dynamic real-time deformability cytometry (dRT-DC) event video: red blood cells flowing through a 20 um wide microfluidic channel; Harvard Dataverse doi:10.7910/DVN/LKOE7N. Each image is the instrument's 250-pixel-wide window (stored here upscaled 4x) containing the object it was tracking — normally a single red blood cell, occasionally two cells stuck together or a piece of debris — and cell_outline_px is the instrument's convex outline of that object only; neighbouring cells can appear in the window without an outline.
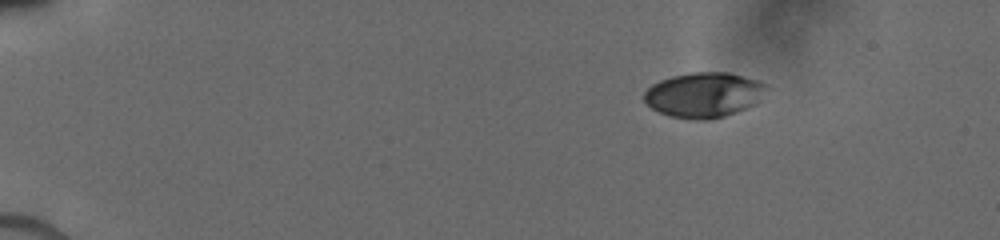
{"species": "human", "species_latin": "Homo sapiens", "temperature_condition": "cold", "stored_images_in_passage": 22, "camera_frame_rate_fps": 3000, "um_per_image_px": 0.085, "donor": {"sex": "male"}, "frame": {"image": 1, "passage_image": 1, "time_ms": 0.0, "image_size_px": [1000, 240], "cell_outline_px": [[764, 84], [756, 104], [724, 116], [712, 120], [692, 120], [668, 116], [652, 108], [644, 100], [644, 92], [652, 84], [660, 80], [672, 76], [692, 72], [728, 72], [744, 76], [756, 80]], "centroid_in_image_um": [59.75, 8.07], "position_along_channel_um": 25.2, "area_um2": 31.79}}
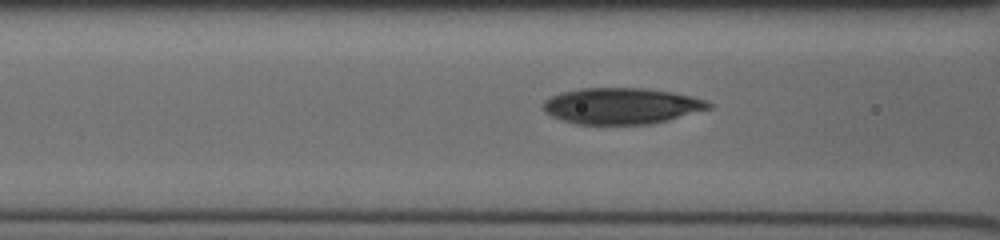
{"frame": {"image": 2, "passage_image": 15, "time_ms": 5.0, "image_size_px": [1000, 240], "cell_outline_px": [[712, 108], [652, 124], [576, 124], [552, 116], [544, 112], [544, 100], [552, 96], [564, 92], [580, 88], [644, 88], [672, 92], [692, 96], [708, 100], [712, 104]], "centroid_in_image_um": [52.87, 9.0], "position_along_channel_um": 113.7, "area_um2": 34.8}}
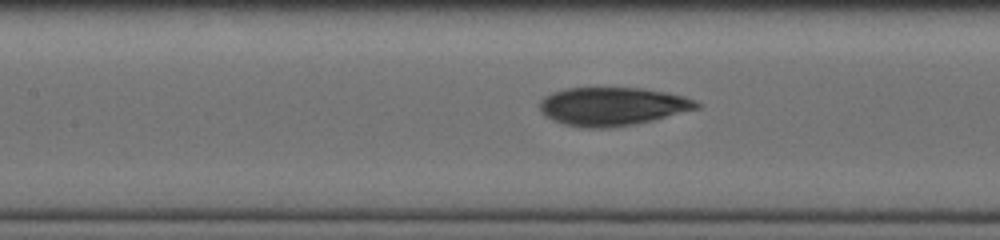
{"frame": {"image": 3, "passage_image": 19, "time_ms": 6.0, "image_size_px": [1000, 240], "cell_outline_px": [[700, 108], [652, 120], [632, 124], [604, 128], [584, 128], [564, 124], [552, 120], [544, 116], [540, 112], [540, 100], [544, 96], [552, 92], [564, 88], [644, 88], [668, 92], [684, 96], [696, 100], [700, 104]], "centroid_in_image_um": [52.03, 9.03], "position_along_channel_um": 155.4, "area_um2": 35.2}}